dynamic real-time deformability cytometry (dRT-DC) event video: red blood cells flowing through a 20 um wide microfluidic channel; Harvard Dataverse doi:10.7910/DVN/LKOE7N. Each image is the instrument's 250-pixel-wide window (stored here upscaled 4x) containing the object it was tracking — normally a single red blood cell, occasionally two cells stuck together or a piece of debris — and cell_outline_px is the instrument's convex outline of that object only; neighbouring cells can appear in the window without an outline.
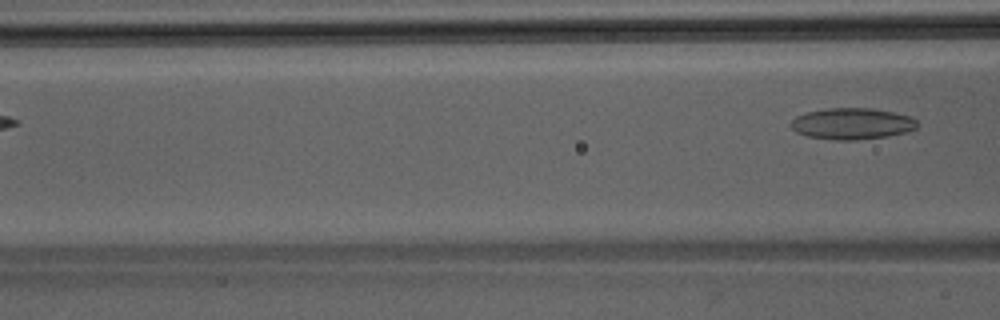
{"species": "Egyptian fruit bat (a non-hibernating species)", "species_latin": "Rousettus aegyptiacus", "temperature_condition": "room temperature", "stored_images_in_passage": 5, "camera_frame_rate_fps": 3000, "um_per_image_px": 0.085, "animal": {"sex": "male"}, "frame": {"image": 1, "passage_image": 5, "time_ms": 1.333, "image_size_px": [1000, 320], "cell_outline_px": [[920, 124], [916, 128], [904, 132], [888, 136], [856, 140], [836, 140], [808, 136], [796, 132], [788, 124], [796, 116], [808, 112], [824, 108], [872, 108], [912, 116]], "centroid_in_image_um": [72.43, 10.51], "position_along_channel_um": 94.2, "area_um2": 23.18}}